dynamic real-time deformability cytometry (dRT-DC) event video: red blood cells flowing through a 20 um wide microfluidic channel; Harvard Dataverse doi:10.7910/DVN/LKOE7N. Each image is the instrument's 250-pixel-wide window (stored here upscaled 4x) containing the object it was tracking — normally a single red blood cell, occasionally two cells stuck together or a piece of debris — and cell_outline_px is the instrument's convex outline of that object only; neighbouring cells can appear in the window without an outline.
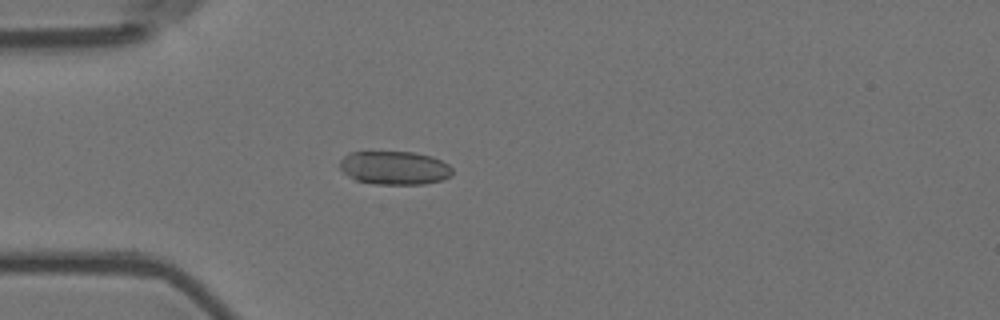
{"species": "Egyptian fruit bat (a non-hibernating species)", "species_latin": "Rousettus aegyptiacus", "temperature_condition": "room temperature", "stored_images_in_passage": 24, "camera_frame_rate_fps": 3000, "um_per_image_px": 0.085, "animal": {"sex": "female"}, "frame": {"image": 1, "passage_image": 1, "time_ms": 0.0, "image_size_px": [1000, 320], "cell_outline_px": [[452, 176], [440, 180], [424, 184], [376, 184], [356, 180], [348, 176], [340, 168], [340, 160], [348, 152], [412, 152], [432, 156], [448, 164], [452, 168]], "centroid_in_image_um": [33.53, 14.27], "position_along_channel_um": 51.5, "area_um2": 21.96}}
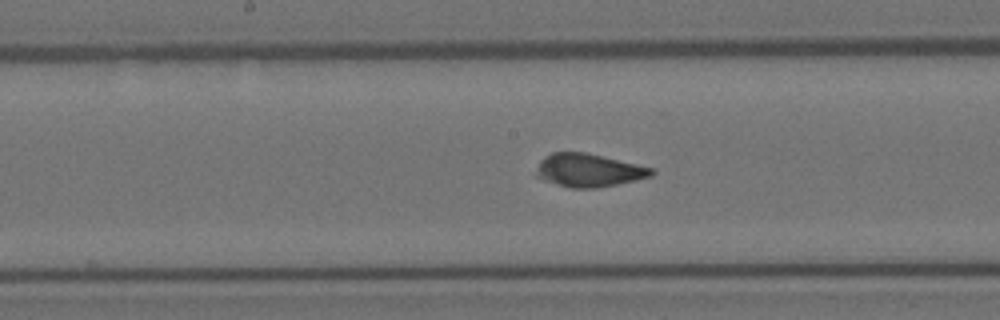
{"frame": {"image": 2, "passage_image": 14, "time_ms": 4.333, "image_size_px": [1000, 320], "cell_outline_px": [[656, 172], [652, 176], [616, 184], [596, 188], [572, 188], [544, 180], [536, 176], [536, 172], [540, 160], [544, 156], [552, 152], [584, 152], [636, 164], [652, 168]], "centroid_in_image_um": [50.02, 14.47], "position_along_channel_um": 198.2, "area_um2": 21.96}}
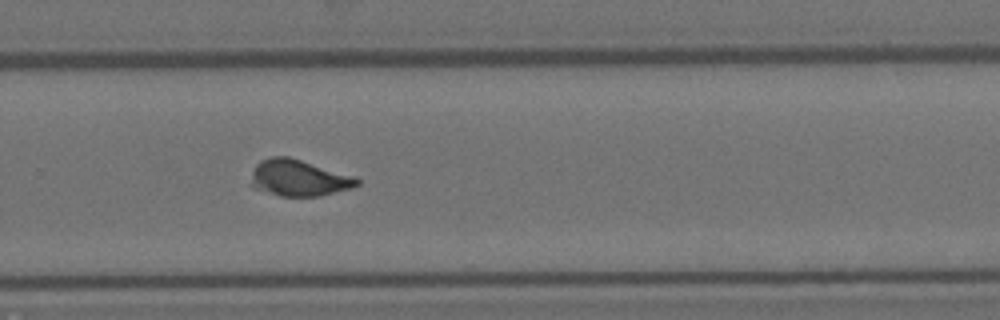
{"frame": {"image": 3, "passage_image": 23, "time_ms": 7.333, "image_size_px": [1000, 320], "cell_outline_px": [[360, 184], [352, 188], [320, 196], [280, 196], [252, 188], [248, 184], [252, 172], [256, 164], [260, 160], [272, 156], [288, 156], [356, 176], [360, 180]], "centroid_in_image_um": [25.37, 15.13], "position_along_channel_um": 304.4, "area_um2": 22.89}, "authors_computed_cell_mechanics": {"area_um2": 22.8021, "velocity_mm_per_s": 3.5589, "shape_relaxation_time_tau1_ms": 8.5749, "shape_relaxation_time_tau2_ms": 1.9278, "deformation_change_tau1": 0.2257, "deformation_change_tau2": 0.0764}}